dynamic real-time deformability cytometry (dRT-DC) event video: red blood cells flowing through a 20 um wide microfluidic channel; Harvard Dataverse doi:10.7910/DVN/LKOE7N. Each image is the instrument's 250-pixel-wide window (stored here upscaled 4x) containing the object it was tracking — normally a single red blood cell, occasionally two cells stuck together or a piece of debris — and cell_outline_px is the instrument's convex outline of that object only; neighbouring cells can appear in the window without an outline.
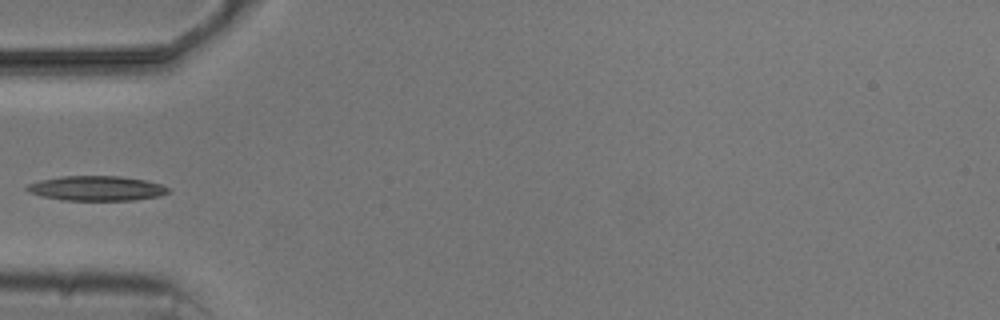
{"species": "common noctule bat (a hibernating species)", "species_latin": "Nyctalus noctula", "temperature_condition": "cold", "stored_images_in_passage": 6, "camera_frame_rate_fps": 3000, "um_per_image_px": 0.085, "animal": {"sex": "male", "body_mass_g": 20.5, "forearm_length_mm": 52.5}, "frame": {"image": 1, "passage_image": 6, "time_ms": 5.667, "image_size_px": [1000, 320], "cell_outline_px": [[168, 192], [160, 196], [136, 200], [64, 200], [44, 196], [28, 192], [24, 188], [28, 184], [40, 180], [60, 176], [120, 176], [144, 180], [160, 184], [168, 188]], "centroid_in_image_um": [8.19, 16.0], "position_along_channel_um": 76.8, "area_um2": 20.29}}